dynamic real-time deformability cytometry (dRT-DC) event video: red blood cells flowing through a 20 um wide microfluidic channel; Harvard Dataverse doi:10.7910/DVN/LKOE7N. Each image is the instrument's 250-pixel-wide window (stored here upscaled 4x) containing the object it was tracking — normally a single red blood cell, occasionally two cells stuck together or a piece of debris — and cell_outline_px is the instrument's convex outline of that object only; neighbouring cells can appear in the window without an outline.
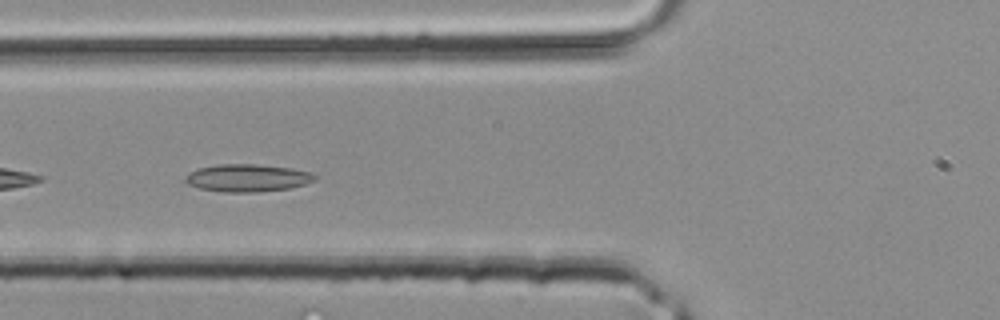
{"species": "common noctule bat (a hibernating species)", "species_latin": "Nyctalus noctula", "temperature_condition": "room temperature", "stored_images_in_passage": 29, "camera_frame_rate_fps": 3000, "um_per_image_px": 0.085, "animal": {"sex": "male", "body_mass_g": 20.4}, "frame": {"image": 1, "passage_image": 5, "time_ms": 1.333, "image_size_px": [1000, 320], "cell_outline_px": [[316, 180], [292, 188], [256, 192], [224, 192], [200, 188], [188, 184], [184, 180], [196, 168], [220, 164], [256, 164], [292, 168], [308, 172], [316, 176]], "centroid_in_image_um": [21.05, 15.12], "position_along_channel_um": 104.8, "area_um2": 20.63}}
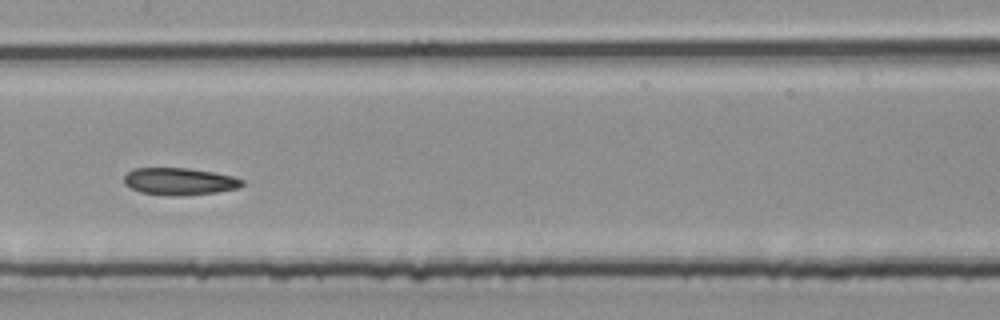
{"frame": {"image": 2, "passage_image": 10, "time_ms": 3.0, "image_size_px": [1000, 320], "cell_outline_px": [[244, 184], [236, 188], [216, 192], [176, 196], [172, 196], [140, 192], [124, 184], [124, 176], [132, 168], [188, 168], [212, 172], [232, 176], [244, 180]], "centroid_in_image_um": [15.22, 15.41], "position_along_channel_um": 192.2, "area_um2": 18.55}}
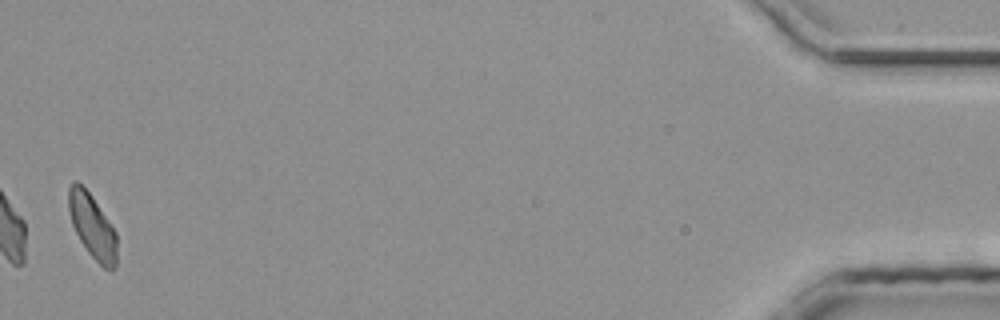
{"frame": {"image": 3, "passage_image": 29, "time_ms": 9.333, "image_size_px": [1000, 320], "cell_outline_px": [[116, 268], [112, 272], [104, 268], [88, 252], [80, 240], [72, 224], [68, 208], [68, 188], [72, 180], [76, 180], [92, 196], [116, 232]], "centroid_in_image_um": [7.84, 19.23], "position_along_channel_um": 427.4, "area_um2": 17.98}}